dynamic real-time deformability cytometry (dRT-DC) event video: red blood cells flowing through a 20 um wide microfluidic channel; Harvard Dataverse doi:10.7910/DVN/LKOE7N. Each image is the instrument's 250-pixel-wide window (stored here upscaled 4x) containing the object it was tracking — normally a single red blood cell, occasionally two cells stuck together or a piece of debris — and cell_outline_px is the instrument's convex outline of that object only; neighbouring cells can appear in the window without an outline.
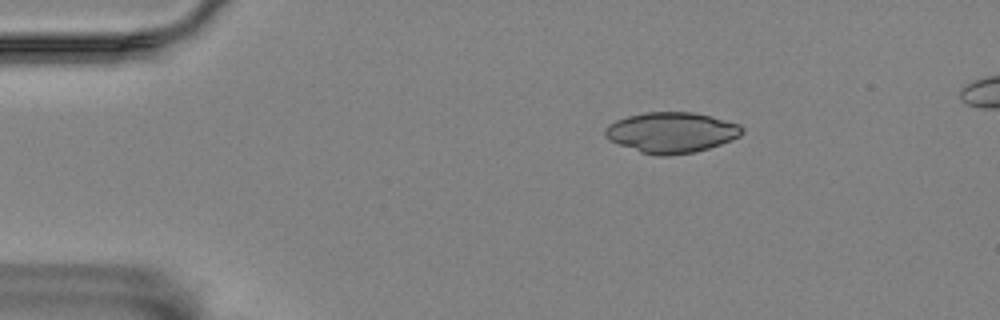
{"species": "Egyptian fruit bat (a non-hibernating species)", "species_latin": "Rousettus aegyptiacus", "temperature_condition": "room temperature", "stored_images_in_passage": 3, "camera_frame_rate_fps": 3000, "um_per_image_px": 0.085, "animal": {"sex": "female"}, "frame": {"image": 1, "passage_image": 1, "time_ms": 0.0, "image_size_px": [1000, 320], "cell_outline_px": [[744, 132], [740, 136], [732, 140], [696, 152], [668, 156], [656, 156], [640, 152], [608, 140], [604, 136], [604, 128], [608, 124], [616, 120], [628, 116], [644, 112], [692, 112], [712, 116], [740, 124], [744, 128]], "centroid_in_image_um": [57.07, 11.26], "position_along_channel_um": 27.9, "area_um2": 32.71}}